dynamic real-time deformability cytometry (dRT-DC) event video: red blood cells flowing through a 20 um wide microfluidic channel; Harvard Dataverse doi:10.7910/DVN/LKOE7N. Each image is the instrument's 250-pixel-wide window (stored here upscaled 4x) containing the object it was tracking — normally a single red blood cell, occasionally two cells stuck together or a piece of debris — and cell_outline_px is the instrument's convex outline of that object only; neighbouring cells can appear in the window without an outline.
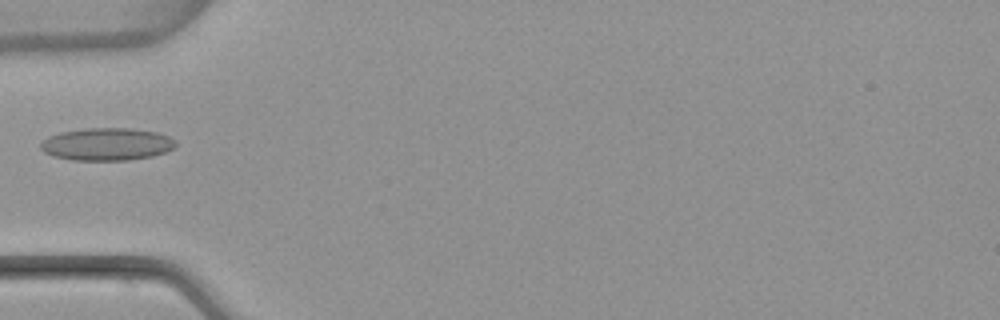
{"species": "common noctule bat (a hibernating species)", "species_latin": "Nyctalus noctula", "temperature_condition": "warm", "stored_images_in_passage": 1, "camera_frame_rate_fps": 3000, "um_per_image_px": 0.085, "animal": {"sex": "female", "body_mass_g": 22.7, "forearm_length_mm": 54.2}, "frame": {"image": 1, "passage_image": 1, "time_ms": 0.0, "image_size_px": [1000, 320], "cell_outline_px": [[176, 144], [172, 148], [164, 152], [152, 156], [128, 160], [72, 160], [52, 156], [44, 152], [40, 148], [40, 144], [48, 136], [60, 132], [88, 128], [132, 128], [156, 132], [168, 136], [176, 140]], "centroid_in_image_um": [9.06, 12.25], "position_along_channel_um": 75.9, "area_um2": 25.61}}